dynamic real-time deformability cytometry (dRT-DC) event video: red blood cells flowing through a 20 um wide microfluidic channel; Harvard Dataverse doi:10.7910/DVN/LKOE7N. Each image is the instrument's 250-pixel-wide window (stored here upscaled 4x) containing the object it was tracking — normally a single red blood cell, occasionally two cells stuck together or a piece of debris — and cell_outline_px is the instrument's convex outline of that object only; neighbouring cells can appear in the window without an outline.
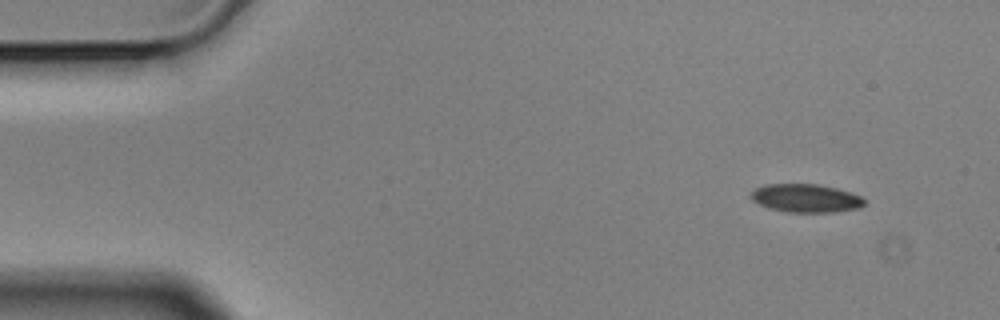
{"species": "Egyptian fruit bat (a non-hibernating species)", "species_latin": "Rousettus aegyptiacus", "temperature_condition": "cold", "stored_images_in_passage": 5, "segment_of_instrument_passage": [1, 2], "camera_frame_rate_fps": 3000, "um_per_image_px": 0.085, "animal": {"sex": "male"}, "frame": {"image": 1, "passage_image": 1, "time_ms": 0.0, "image_size_px": [1000, 320], "cell_outline_px": [[864, 204], [860, 208], [832, 212], [788, 212], [768, 208], [752, 200], [748, 196], [756, 188], [764, 184], [816, 184], [836, 188], [852, 192], [860, 196], [864, 200]], "centroid_in_image_um": [68.48, 16.84], "position_along_channel_um": 16.5, "area_um2": 18.73}}
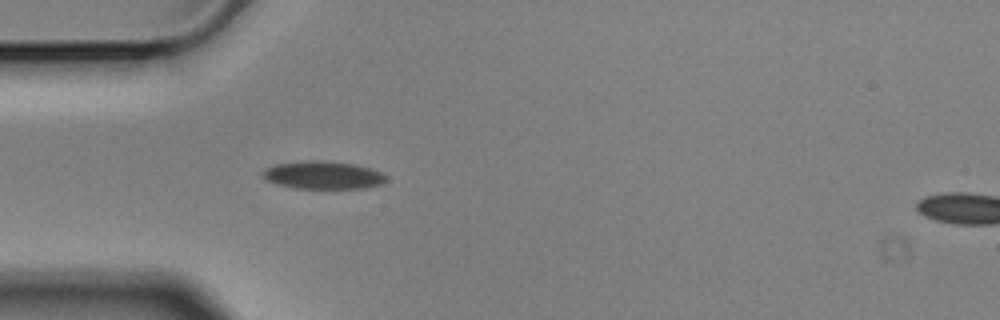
{"frame": {"image": 2, "passage_image": 4, "time_ms": 1.0, "image_size_px": [1000, 320], "cell_outline_px": [[384, 180], [380, 184], [364, 188], [296, 188], [276, 184], [268, 180], [260, 172], [276, 164], [308, 160], [324, 160], [356, 164], [372, 168], [384, 172]], "centroid_in_image_um": [27.48, 14.87], "position_along_channel_um": 57.5, "area_um2": 19.94}}